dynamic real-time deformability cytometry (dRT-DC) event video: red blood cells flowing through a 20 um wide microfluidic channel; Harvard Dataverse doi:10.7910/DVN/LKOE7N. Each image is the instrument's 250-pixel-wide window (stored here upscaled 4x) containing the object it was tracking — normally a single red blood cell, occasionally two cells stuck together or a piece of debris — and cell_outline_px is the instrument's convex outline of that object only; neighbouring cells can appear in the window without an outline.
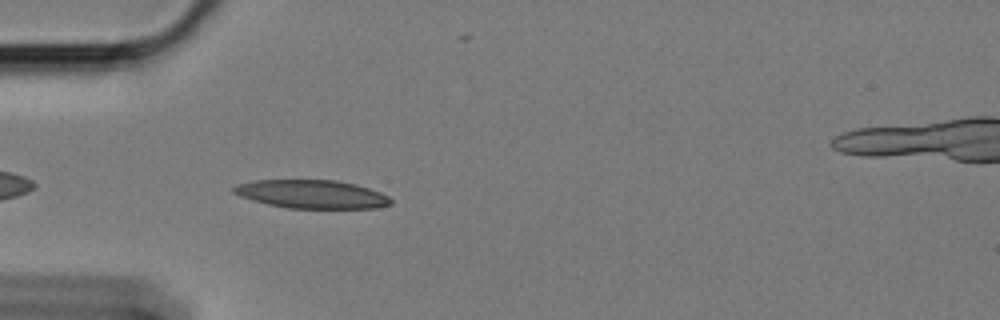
{"species": "Egyptian fruit bat (a non-hibernating species)", "species_latin": "Rousettus aegyptiacus", "temperature_condition": "cold", "stored_images_in_passage": 45, "camera_frame_rate_fps": 3000, "um_per_image_px": 0.085, "animal": {"sex": "female"}, "frame": {"image": 1, "passage_image": 4, "time_ms": 1.0, "image_size_px": [1000, 320], "cell_outline_px": [[392, 204], [376, 208], [288, 208], [268, 204], [252, 200], [240, 196], [232, 192], [232, 188], [236, 184], [256, 180], [336, 180], [356, 184], [380, 192], [388, 196], [392, 200]], "centroid_in_image_um": [26.5, 16.5], "position_along_channel_um": 58.5, "area_um2": 26.01}}
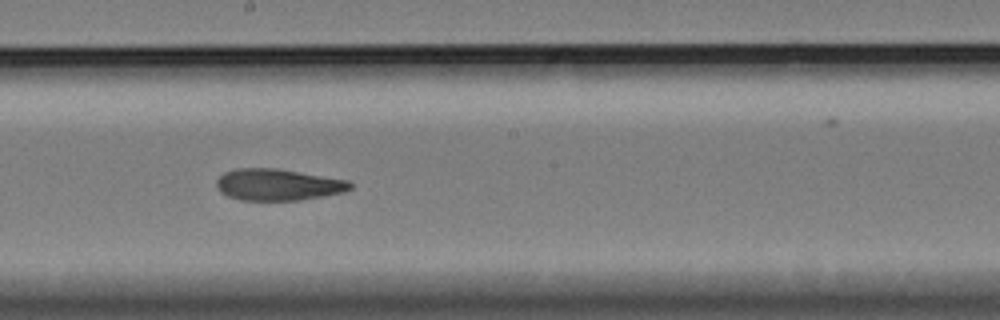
{"frame": {"image": 2, "passage_image": 19, "time_ms": 6.0, "image_size_px": [1000, 320], "cell_outline_px": [[352, 188], [344, 192], [324, 196], [300, 200], [240, 200], [228, 196], [220, 192], [216, 188], [216, 180], [224, 172], [236, 168], [276, 168], [348, 180], [352, 184]], "centroid_in_image_um": [23.6, 15.7], "position_along_channel_um": 224.6, "area_um2": 24.68}}
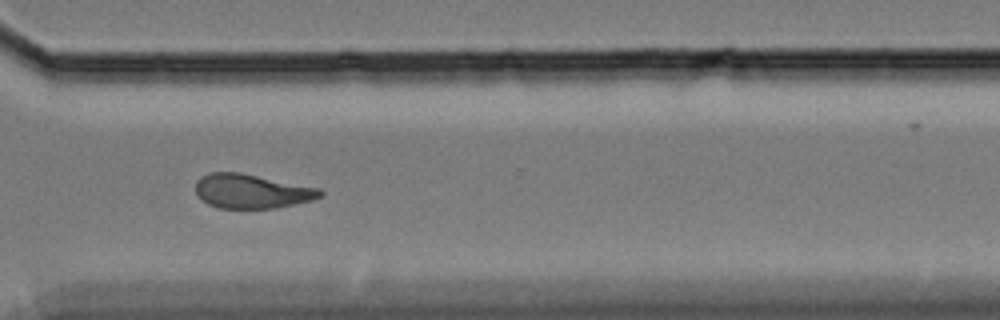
{"frame": {"image": 3, "passage_image": 30, "time_ms": 9.667, "image_size_px": [1000, 320], "cell_outline_px": [[324, 192], [320, 196], [312, 200], [276, 208], [216, 208], [208, 204], [196, 192], [196, 180], [200, 176], [208, 172], [240, 172], [320, 188]], "centroid_in_image_um": [21.38, 16.24], "position_along_channel_um": 349.2, "area_um2": 24.85}, "authors_computed_cell_mechanics": {"area_um2": 25.143, "velocity_mm_per_s": 3.4147, "shape_relaxation_time_tau1_ms": 10.295, "shape_relaxation_time_tau2_ms": 4.4765, "deformation_change_tau1": 0.2161, "deformation_change_tau2": 0.126}}